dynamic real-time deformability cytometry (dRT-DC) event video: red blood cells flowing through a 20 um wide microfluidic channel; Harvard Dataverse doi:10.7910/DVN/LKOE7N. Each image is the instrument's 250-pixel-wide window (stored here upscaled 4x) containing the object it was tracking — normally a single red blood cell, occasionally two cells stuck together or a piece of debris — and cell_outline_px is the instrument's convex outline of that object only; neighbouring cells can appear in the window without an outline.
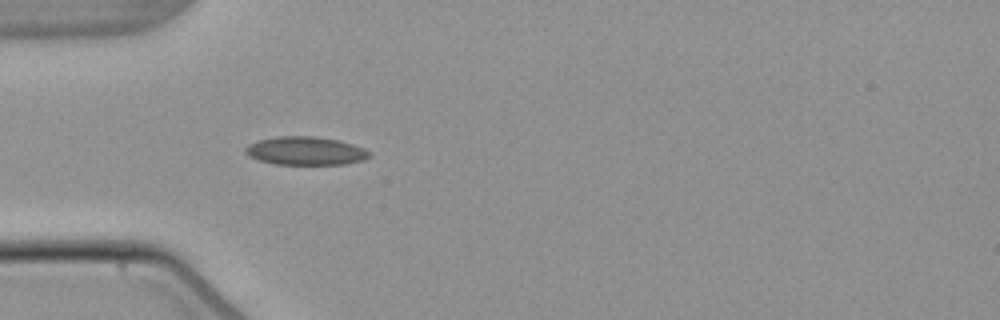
{"species": "common noctule bat (a hibernating species)", "species_latin": "Nyctalus noctula", "temperature_condition": "warm", "stored_images_in_passage": 4, "camera_frame_rate_fps": 3000, "um_per_image_px": 0.085, "animal": {"sex": "male", "body_mass_g": 21.5, "forearm_length_mm": 52.0}, "frame": {"image": 1, "passage_image": 4, "time_ms": 3.667, "image_size_px": [1000, 320], "cell_outline_px": [[372, 152], [364, 160], [344, 164], [276, 164], [260, 160], [248, 156], [244, 152], [244, 148], [248, 144], [260, 140], [276, 136], [312, 136], [336, 140], [352, 144], [364, 148]], "centroid_in_image_um": [25.95, 12.82], "position_along_channel_um": 59.0, "area_um2": 20.35}}